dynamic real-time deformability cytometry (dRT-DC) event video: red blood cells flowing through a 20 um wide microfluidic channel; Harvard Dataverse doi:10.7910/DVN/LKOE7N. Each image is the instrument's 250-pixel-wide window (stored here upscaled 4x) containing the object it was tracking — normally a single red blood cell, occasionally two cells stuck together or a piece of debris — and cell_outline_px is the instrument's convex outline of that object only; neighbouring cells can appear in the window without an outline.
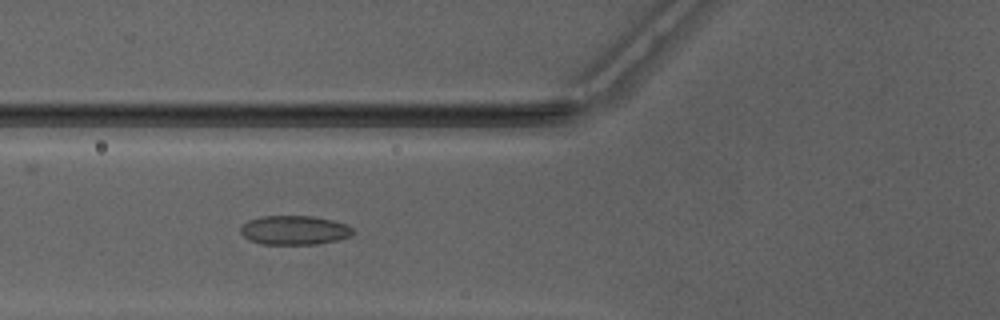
{"species": "Egyptian fruit bat (a non-hibernating species)", "species_latin": "Rousettus aegyptiacus", "temperature_condition": "warm", "stored_images_in_passage": 51, "camera_frame_rate_fps": 3000, "um_per_image_px": 0.085, "animal": {"sex": "male"}, "frame": {"image": 1, "passage_image": 20, "time_ms": 6.333, "image_size_px": [1000, 320], "cell_outline_px": [[356, 232], [352, 236], [336, 240], [316, 244], [260, 244], [248, 240], [240, 232], [240, 228], [248, 220], [260, 216], [312, 216], [332, 220], [348, 224]], "centroid_in_image_um": [25.04, 19.56], "position_along_channel_um": 100.8, "area_um2": 19.25}}
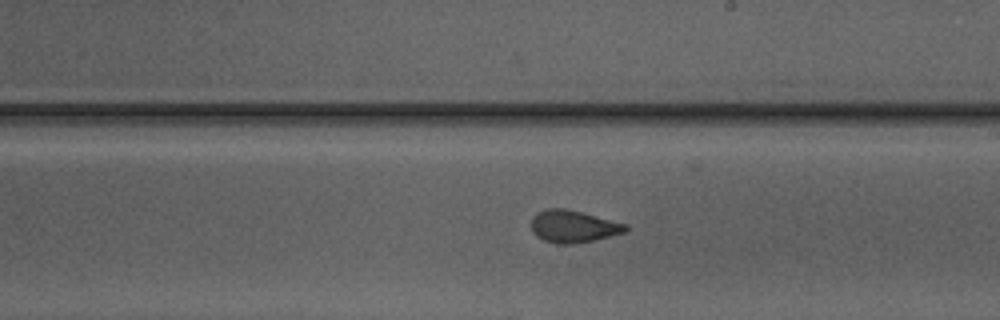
{"frame": {"image": 2, "passage_image": 30, "time_ms": 9.667, "image_size_px": [1000, 320], "cell_outline_px": [[628, 232], [576, 244], [560, 244], [544, 240], [536, 236], [532, 232], [532, 216], [536, 212], [544, 208], [564, 208], [628, 224]], "centroid_in_image_um": [48.73, 19.24], "position_along_channel_um": 240.3, "area_um2": 17.86}}
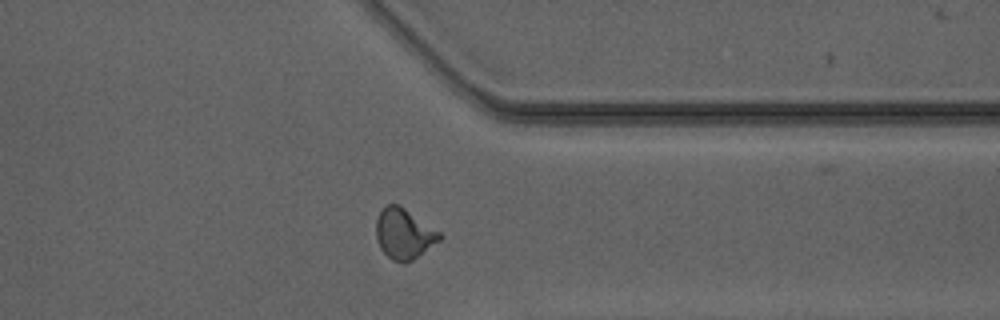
{"frame": {"image": 3, "passage_image": 40, "time_ms": 13.0, "image_size_px": [1000, 320], "cell_outline_px": [[444, 236], [440, 240], [412, 260], [404, 264], [392, 260], [380, 248], [376, 240], [376, 220], [380, 212], [388, 204], [400, 204], [440, 232]], "centroid_in_image_um": [34.33, 19.87], "position_along_channel_um": 377.1, "area_um2": 18.67}, "authors_computed_cell_mechanics": {"area_um2": 18.2648, "velocity_mm_per_s": 4.1789, "shape_relaxation_time_tau1_ms": 5.8221, "shape_relaxation_time_tau2_ms": 0.8571, "deformation_change_tau1": 0.1655, "deformation_change_tau2": 0.0623}}